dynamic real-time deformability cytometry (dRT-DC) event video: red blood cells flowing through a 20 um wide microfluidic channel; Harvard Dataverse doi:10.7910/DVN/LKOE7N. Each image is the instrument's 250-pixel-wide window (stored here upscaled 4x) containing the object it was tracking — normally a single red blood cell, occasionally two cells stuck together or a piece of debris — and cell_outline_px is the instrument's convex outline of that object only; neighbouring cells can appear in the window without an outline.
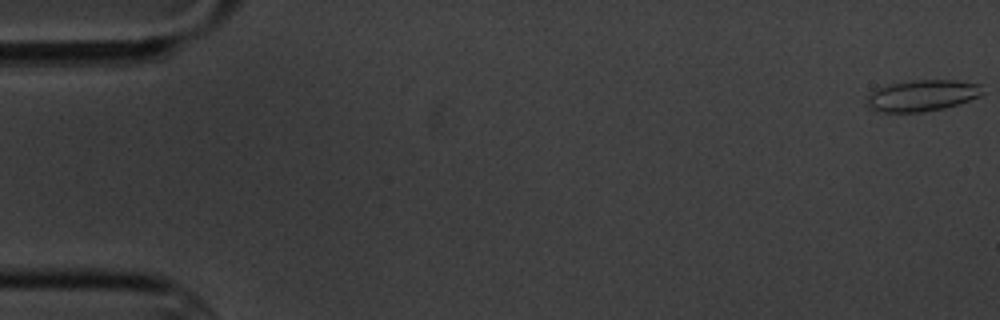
{"species": "common noctule bat (a hibernating species)", "species_latin": "Nyctalus noctula", "temperature_condition": "cold", "stored_images_in_passage": 6, "camera_frame_rate_fps": 3000, "um_per_image_px": 0.085, "animal": {"sex": "male", "body_mass_g": 20.1, "forearm_length_mm": 53.5}, "frame": {"image": 1, "passage_image": 1, "time_ms": 0.0, "image_size_px": [1000, 320], "cell_outline_px": [[980, 96], [944, 108], [920, 112], [884, 112], [868, 108], [868, 96], [872, 92], [880, 88], [892, 84], [912, 80], [956, 80], [980, 84]], "centroid_in_image_um": [78.37, 8.12], "position_along_channel_um": 6.6, "area_um2": 20.58}}
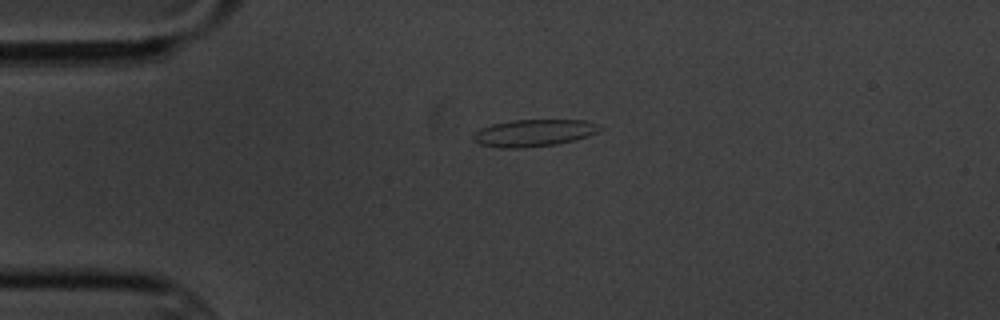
{"frame": {"image": 2, "passage_image": 5, "time_ms": 4.333, "image_size_px": [1000, 320], "cell_outline_px": [[604, 128], [588, 136], [556, 144], [520, 148], [500, 148], [480, 144], [472, 140], [472, 136], [480, 128], [492, 124], [512, 120], [584, 120], [600, 124]], "centroid_in_image_um": [45.37, 11.29], "position_along_channel_um": 39.6, "area_um2": 19.94}}